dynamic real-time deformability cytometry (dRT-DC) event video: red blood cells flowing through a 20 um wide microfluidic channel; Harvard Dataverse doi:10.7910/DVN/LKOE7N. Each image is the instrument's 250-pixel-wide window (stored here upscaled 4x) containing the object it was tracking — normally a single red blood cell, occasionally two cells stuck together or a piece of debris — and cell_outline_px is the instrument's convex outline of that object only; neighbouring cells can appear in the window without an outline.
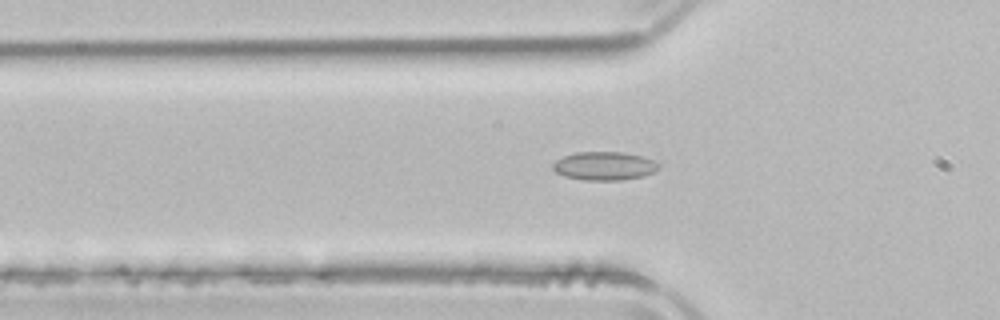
{"species": "common noctule bat (a hibernating species)", "species_latin": "Nyctalus noctula", "temperature_condition": "room temperature", "stored_images_in_passage": 50, "camera_frame_rate_fps": 3000, "um_per_image_px": 0.085, "animal": {"sex": "male", "body_mass_g": 21.5, "forearm_length_mm": 52.0}, "frame": {"image": 1, "passage_image": 17, "time_ms": 5.333, "image_size_px": [1000, 320], "cell_outline_px": [[660, 168], [644, 176], [620, 180], [584, 180], [564, 176], [556, 172], [552, 168], [552, 164], [556, 160], [564, 156], [576, 152], [624, 152], [644, 156], [660, 164]], "centroid_in_image_um": [51.38, 14.1], "position_along_channel_um": 74.4, "area_um2": 17.63}}
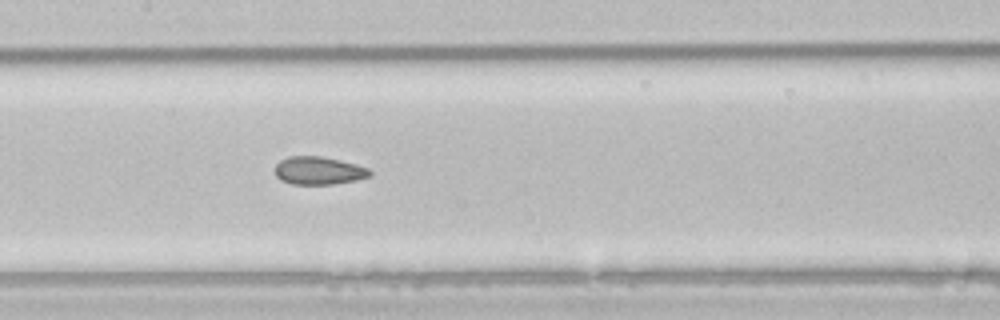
{"frame": {"image": 2, "passage_image": 25, "time_ms": 8.0, "image_size_px": [1000, 320], "cell_outline_px": [[372, 176], [356, 180], [332, 184], [292, 184], [280, 180], [276, 176], [276, 164], [280, 160], [288, 156], [320, 156], [340, 160], [356, 164], [368, 168], [372, 172]], "centroid_in_image_um": [27.1, 14.5], "position_along_channel_um": 180.3, "area_um2": 15.49}}
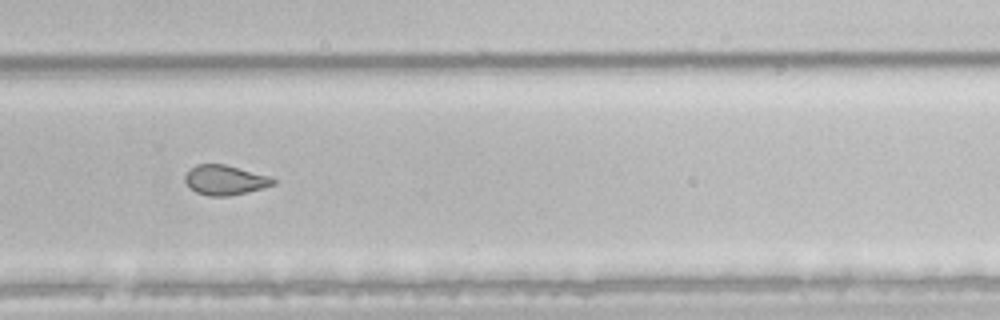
{"frame": {"image": 3, "passage_image": 35, "time_ms": 11.333, "image_size_px": [1000, 320], "cell_outline_px": [[276, 184], [264, 188], [248, 192], [228, 196], [208, 196], [196, 192], [184, 180], [184, 176], [196, 164], [224, 164], [268, 176], [276, 180]], "centroid_in_image_um": [19.14, 15.31], "position_along_channel_um": 310.7, "area_um2": 15.14}, "authors_computed_cell_mechanics": {"area_um2": 17.3111, "velocity_mm_per_s": 3.9345, "shape_relaxation_time_tau1_ms": null, "shape_relaxation_time_tau2_ms": 1.9234, "deformation_change_tau1": null, "deformation_change_tau2": 0.083}}